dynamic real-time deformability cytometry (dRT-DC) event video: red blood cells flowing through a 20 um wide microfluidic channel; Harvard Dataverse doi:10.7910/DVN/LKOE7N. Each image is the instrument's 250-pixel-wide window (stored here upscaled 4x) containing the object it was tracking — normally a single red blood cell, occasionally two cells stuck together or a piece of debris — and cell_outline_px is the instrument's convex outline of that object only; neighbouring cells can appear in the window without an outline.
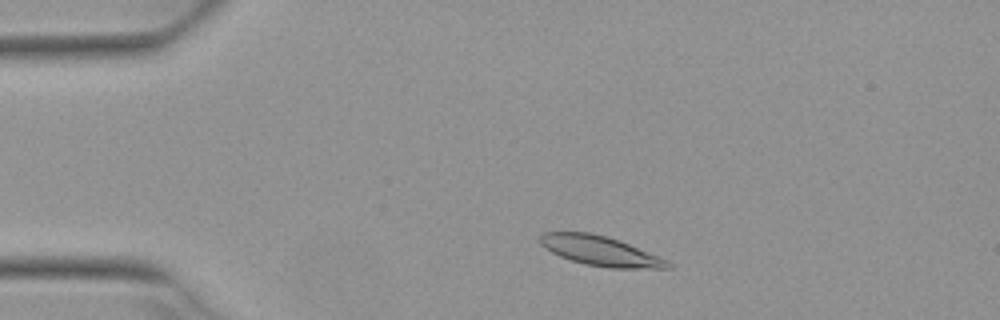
{"species": "Egyptian fruit bat (a non-hibernating species)", "species_latin": "Rousettus aegyptiacus", "temperature_condition": "warm", "stored_images_in_passage": 4, "camera_frame_rate_fps": 3000, "um_per_image_px": 0.085, "animal": {"sex": "female"}, "frame": {"image": 1, "passage_image": 2, "time_ms": 0.333, "image_size_px": [1000, 320], "cell_outline_px": [[672, 268], [608, 268], [584, 264], [560, 256], [544, 248], [540, 244], [540, 236], [544, 232], [588, 232], [608, 236], [620, 240], [668, 260], [672, 264]], "centroid_in_image_um": [51.04, 21.32], "position_along_channel_um": 34.0, "area_um2": 22.14}}
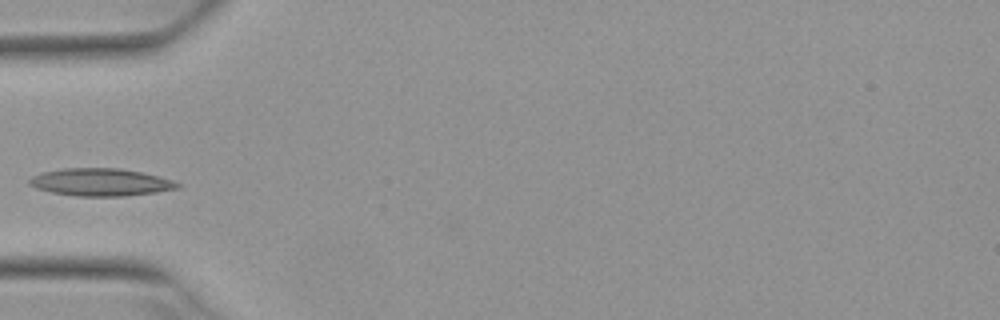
{"frame": {"image": 2, "passage_image": 4, "time_ms": 1.0, "image_size_px": [1000, 320], "cell_outline_px": [[184, 184], [180, 188], [156, 192], [124, 196], [76, 196], [52, 192], [36, 188], [28, 184], [28, 180], [32, 176], [44, 172], [64, 168], [120, 168], [160, 176]], "centroid_in_image_um": [8.59, 15.49], "position_along_channel_um": 76.4, "area_um2": 23.81}}